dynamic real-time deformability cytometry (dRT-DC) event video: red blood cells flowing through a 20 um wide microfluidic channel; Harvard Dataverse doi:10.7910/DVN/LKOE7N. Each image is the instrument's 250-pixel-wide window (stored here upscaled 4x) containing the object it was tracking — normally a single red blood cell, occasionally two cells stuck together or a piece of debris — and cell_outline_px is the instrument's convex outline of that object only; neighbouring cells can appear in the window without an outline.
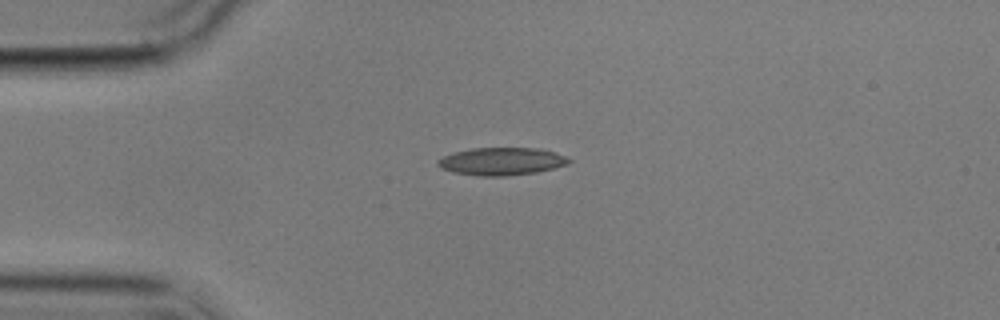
{"species": "common noctule bat (a hibernating species)", "species_latin": "Nyctalus noctula", "temperature_condition": "cold", "stored_images_in_passage": 2, "camera_frame_rate_fps": 3000, "um_per_image_px": 0.085, "animal": {"sex": "male", "body_mass_g": 17.9}, "frame": {"image": 1, "passage_image": 1, "time_ms": 0.0, "image_size_px": [1000, 320], "cell_outline_px": [[572, 160], [568, 164], [536, 172], [504, 176], [480, 176], [452, 172], [440, 168], [436, 164], [436, 160], [452, 152], [472, 148], [540, 148], [564, 156]], "centroid_in_image_um": [42.57, 13.71], "position_along_channel_um": 42.4, "area_um2": 21.1}}